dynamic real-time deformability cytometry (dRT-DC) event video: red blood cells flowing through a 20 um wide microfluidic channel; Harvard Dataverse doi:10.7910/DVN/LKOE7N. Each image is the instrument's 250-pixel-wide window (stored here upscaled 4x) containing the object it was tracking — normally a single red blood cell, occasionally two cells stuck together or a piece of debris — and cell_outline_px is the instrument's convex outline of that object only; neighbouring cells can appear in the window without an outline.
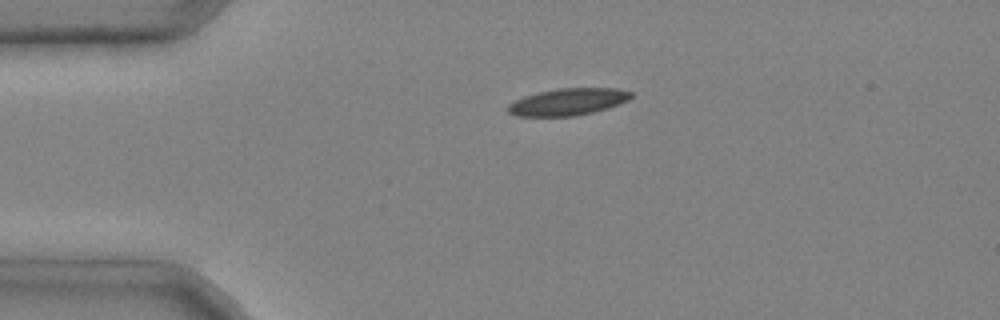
{"species": "common noctule bat (a hibernating species)", "species_latin": "Nyctalus noctula", "temperature_condition": "cold", "stored_images_in_passage": 8, "camera_frame_rate_fps": 3000, "um_per_image_px": 0.085, "animal": {"sex": "male", "body_mass_g": 20.4}, "frame": {"image": 1, "passage_image": 3, "time_ms": 0.667, "image_size_px": [1000, 320], "cell_outline_px": [[632, 96], [628, 100], [608, 108], [576, 116], [516, 116], [508, 112], [508, 104], [524, 96], [540, 92], [560, 88], [616, 88], [632, 92]], "centroid_in_image_um": [48.28, 8.66], "position_along_channel_um": 36.7, "area_um2": 19.19}}
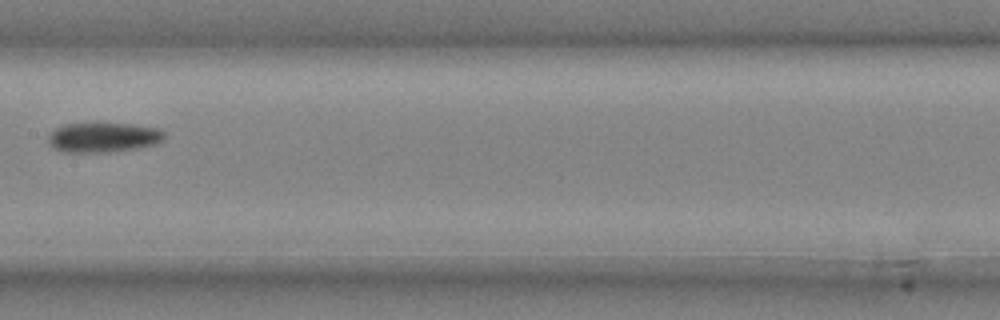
{"frame": {"image": 2, "passage_image": 7, "time_ms": 2.0, "image_size_px": [1000, 320], "cell_outline_px": [[164, 140], [156, 144], [136, 148], [108, 152], [64, 152], [52, 148], [48, 144], [48, 136], [56, 128], [64, 124], [132, 124], [160, 128], [164, 132]], "centroid_in_image_um": [8.78, 11.68], "position_along_channel_um": 198.6, "area_um2": 20.11}}
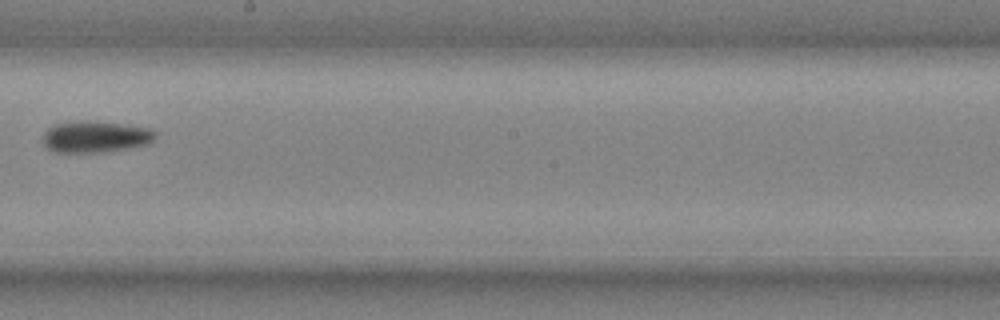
{"frame": {"image": 3, "passage_image": 8, "time_ms": 2.333, "image_size_px": [1000, 320], "cell_outline_px": [[156, 136], [148, 144], [128, 148], [104, 152], [56, 152], [48, 148], [44, 144], [44, 132], [48, 128], [56, 124], [76, 120], [88, 120], [152, 128], [156, 132]], "centroid_in_image_um": [8.12, 11.61], "position_along_channel_um": 240.1, "area_um2": 20.63}}